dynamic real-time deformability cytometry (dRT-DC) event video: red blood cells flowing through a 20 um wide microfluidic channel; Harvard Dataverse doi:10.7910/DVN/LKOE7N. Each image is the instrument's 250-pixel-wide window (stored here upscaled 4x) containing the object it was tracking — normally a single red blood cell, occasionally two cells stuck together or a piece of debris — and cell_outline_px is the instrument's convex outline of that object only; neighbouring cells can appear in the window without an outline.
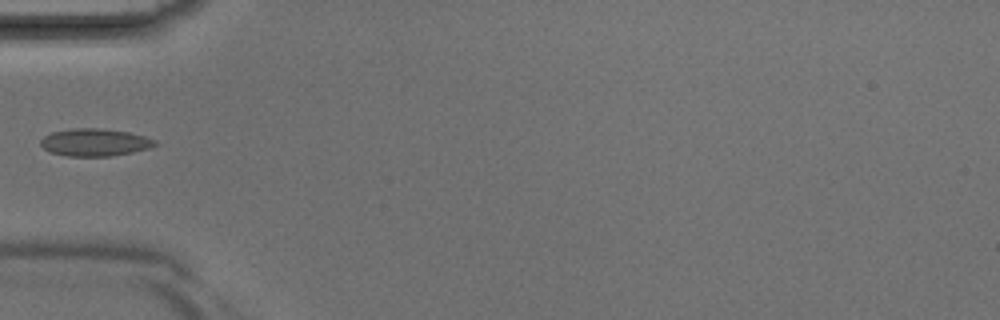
{"species": "Egyptian fruit bat (a non-hibernating species)", "species_latin": "Rousettus aegyptiacus", "temperature_condition": "room temperature", "stored_images_in_passage": 4, "camera_frame_rate_fps": 3000, "um_per_image_px": 0.085, "animal": {"sex": "male"}, "frame": {"image": 1, "passage_image": 4, "time_ms": 1.0, "image_size_px": [1000, 320], "cell_outline_px": [[160, 144], [148, 148], [132, 152], [112, 156], [68, 156], [52, 152], [44, 148], [40, 144], [40, 140], [44, 136], [52, 132], [72, 128], [100, 128], [128, 132], [144, 136], [156, 140]], "centroid_in_image_um": [8.07, 12.09], "position_along_channel_um": 76.9, "area_um2": 18.26}}